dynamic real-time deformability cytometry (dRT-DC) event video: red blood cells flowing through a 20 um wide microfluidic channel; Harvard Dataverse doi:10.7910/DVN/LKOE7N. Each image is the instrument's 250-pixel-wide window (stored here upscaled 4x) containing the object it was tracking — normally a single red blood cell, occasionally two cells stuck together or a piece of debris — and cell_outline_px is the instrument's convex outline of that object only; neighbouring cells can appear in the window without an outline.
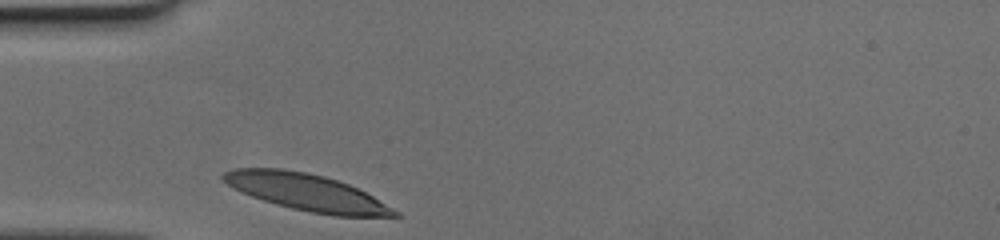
{"species": "human", "species_latin": "Homo sapiens", "temperature_condition": "cold", "stored_images_in_passage": 25, "camera_frame_rate_fps": 3000, "um_per_image_px": 0.085, "donor": {"sex": "female"}, "frame": {"image": 1, "passage_image": 1, "time_ms": 0.0, "image_size_px": [1000, 240], "cell_outline_px": [[404, 216], [336, 216], [312, 212], [292, 208], [276, 204], [252, 196], [228, 184], [220, 176], [224, 172], [232, 168], [284, 168], [308, 172], [324, 176], [348, 184], [372, 196], [400, 212]], "centroid_in_image_um": [26.07, 16.33], "position_along_channel_um": 58.9, "area_um2": 36.24}}
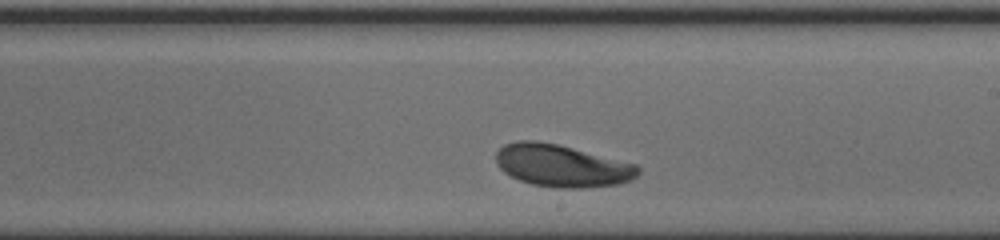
{"frame": {"image": 2, "passage_image": 15, "time_ms": 4.667, "image_size_px": [1000, 240], "cell_outline_px": [[640, 172], [632, 180], [620, 184], [584, 188], [556, 188], [532, 184], [520, 180], [504, 172], [496, 164], [496, 152], [504, 144], [516, 140], [536, 140], [556, 144], [636, 164], [640, 168]], "centroid_in_image_um": [47.75, 14.09], "position_along_channel_um": 241.2, "area_um2": 35.03}}
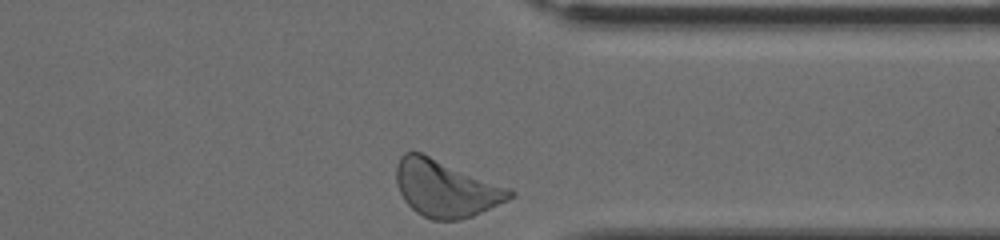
{"frame": {"image": 3, "passage_image": 25, "time_ms": 8.0, "image_size_px": [1000, 240], "cell_outline_px": [[516, 196], [472, 216], [460, 220], [432, 220], [416, 212], [404, 200], [396, 184], [396, 164], [400, 156], [404, 152], [420, 152], [512, 188], [516, 192]], "centroid_in_image_um": [37.9, 16.01], "position_along_channel_um": 373.5, "area_um2": 37.69}}